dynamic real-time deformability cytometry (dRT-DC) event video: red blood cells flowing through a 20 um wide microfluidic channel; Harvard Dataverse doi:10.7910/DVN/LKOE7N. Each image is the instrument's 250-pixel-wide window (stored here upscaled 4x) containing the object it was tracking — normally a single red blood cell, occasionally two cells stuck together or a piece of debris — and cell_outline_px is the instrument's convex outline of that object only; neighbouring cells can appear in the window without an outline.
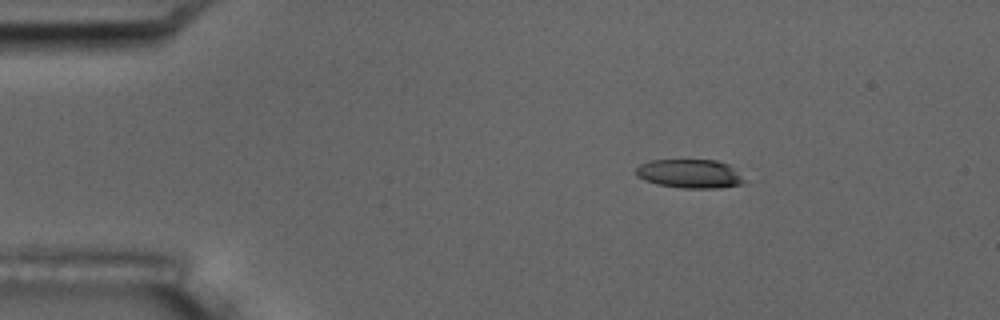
{"species": "common noctule bat (a hibernating species)", "species_latin": "Nyctalus noctula", "temperature_condition": "room temperature", "stored_images_in_passage": 12, "camera_frame_rate_fps": 3000, "um_per_image_px": 0.085, "animal": {"sex": "male", "body_mass_g": 17.5, "forearm_length_mm": 52.3}, "frame": {"image": 1, "passage_image": 3, "time_ms": 2.333, "image_size_px": [1000, 320], "cell_outline_px": [[744, 184], [720, 188], [680, 188], [656, 184], [644, 180], [636, 176], [636, 168], [640, 164], [652, 160], [716, 160], [728, 164], [744, 180]], "centroid_in_image_um": [58.59, 14.77], "position_along_channel_um": 26.4, "area_um2": 18.15}}
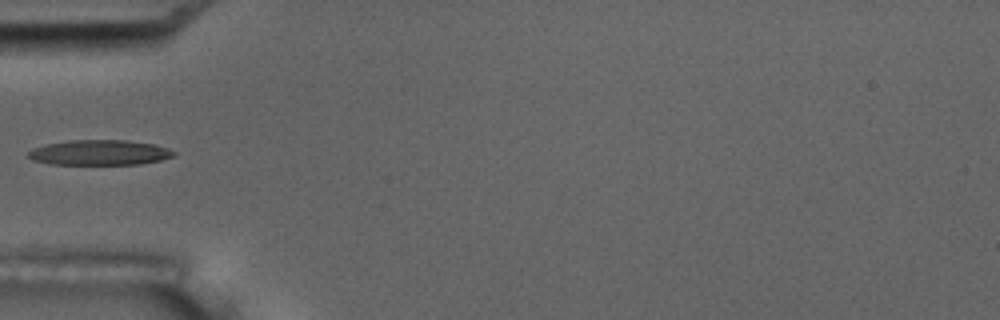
{"frame": {"image": 2, "passage_image": 6, "time_ms": 5.667, "image_size_px": [1000, 320], "cell_outline_px": [[176, 156], [160, 160], [140, 164], [48, 164], [32, 160], [24, 156], [32, 148], [48, 144], [68, 140], [124, 140], [156, 144], [168, 148], [176, 152]], "centroid_in_image_um": [8.45, 12.97], "position_along_channel_um": 76.6, "area_um2": 21.56}}
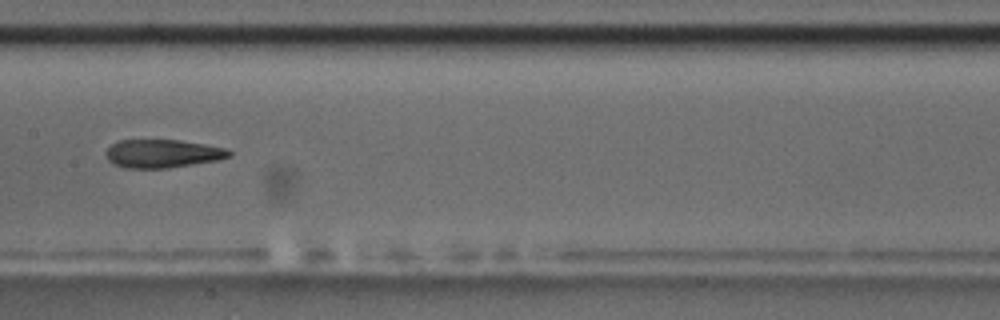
{"frame": {"image": 3, "passage_image": 9, "time_ms": 9.0, "image_size_px": [1000, 320], "cell_outline_px": [[232, 152], [228, 156], [216, 160], [168, 168], [124, 168], [112, 164], [108, 160], [104, 152], [112, 144], [120, 140], [180, 140], [204, 144], [224, 148]], "centroid_in_image_um": [13.74, 13.06], "position_along_channel_um": 193.7, "area_um2": 20.17}}